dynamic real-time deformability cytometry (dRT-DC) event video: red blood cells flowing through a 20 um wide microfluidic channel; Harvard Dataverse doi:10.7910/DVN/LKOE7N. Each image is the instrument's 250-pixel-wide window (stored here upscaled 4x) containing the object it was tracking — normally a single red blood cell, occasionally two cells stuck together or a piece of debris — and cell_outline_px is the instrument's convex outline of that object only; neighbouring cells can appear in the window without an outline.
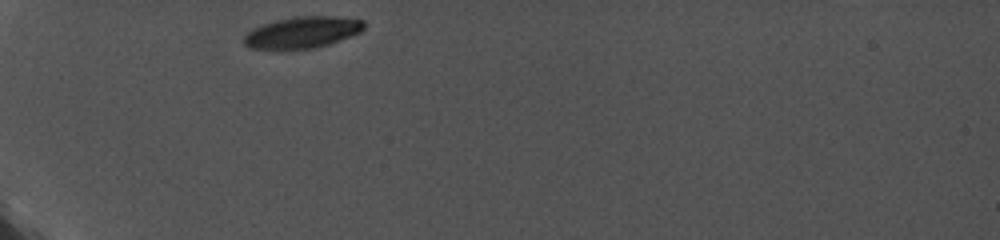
{"species": "common noctule bat (a hibernating species)", "species_latin": "Nyctalus noctula", "temperature_condition": "cold", "stored_images_in_passage": 55, "camera_frame_rate_fps": 5000, "um_per_image_px": 0.085, "animal": {"sex": "female", "body_mass_g": 19.0, "forearm_length_mm": 56.7}, "frame": {"image": 1, "passage_image": 1, "time_ms": 0.0, "image_size_px": [1000, 240], "cell_outline_px": [[364, 28], [360, 32], [352, 36], [316, 48], [248, 48], [244, 44], [244, 36], [252, 28], [276, 20], [296, 16], [332, 16], [364, 20]], "centroid_in_image_um": [25.72, 2.74], "position_along_channel_um": 59.3, "area_um2": 21.73}}
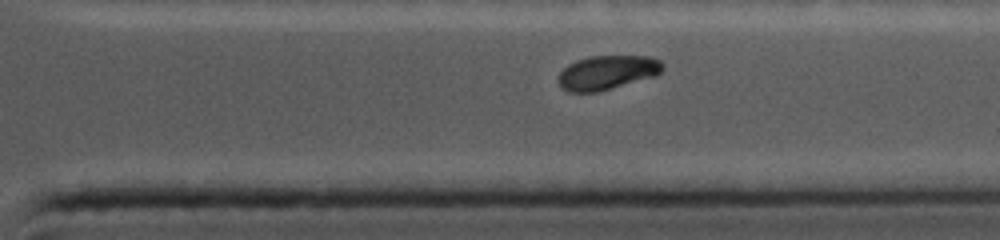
{"frame": {"image": 2, "passage_image": 44, "time_ms": 8.6, "image_size_px": [1000, 240], "cell_outline_px": [[664, 68], [656, 76], [596, 92], [568, 92], [556, 80], [560, 72], [568, 64], [576, 60], [592, 56], [648, 56], [660, 60], [664, 64]], "centroid_in_image_um": [51.62, 6.15], "position_along_channel_um": 359.8, "area_um2": 20.75}}
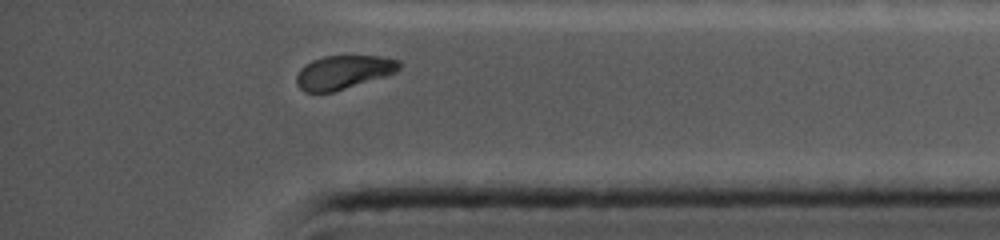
{"frame": {"image": 3, "passage_image": 50, "time_ms": 9.8, "image_size_px": [1000, 240], "cell_outline_px": [[400, 68], [396, 72], [384, 76], [332, 92], [304, 92], [296, 84], [296, 76], [300, 68], [304, 64], [312, 60], [324, 56], [380, 56], [400, 60]], "centroid_in_image_um": [29.16, 6.13], "position_along_channel_um": 406.0, "area_um2": 20.06}}